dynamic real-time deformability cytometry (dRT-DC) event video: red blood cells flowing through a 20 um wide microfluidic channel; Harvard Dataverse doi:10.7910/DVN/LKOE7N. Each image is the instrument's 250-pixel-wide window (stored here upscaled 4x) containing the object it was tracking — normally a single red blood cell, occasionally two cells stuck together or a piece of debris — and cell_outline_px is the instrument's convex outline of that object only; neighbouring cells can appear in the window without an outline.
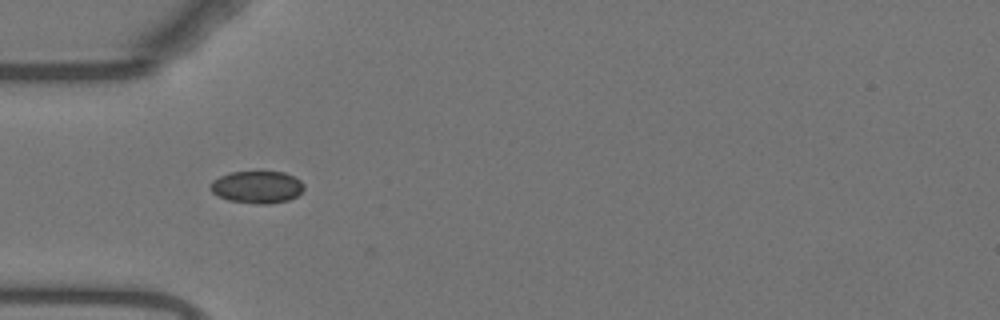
{"species": "Egyptian fruit bat (a non-hibernating species)", "species_latin": "Rousettus aegyptiacus", "temperature_condition": "warm", "stored_images_in_passage": 25, "camera_frame_rate_fps": 3000, "um_per_image_px": 0.085, "animal": {"sex": "female"}, "frame": {"image": 1, "passage_image": 4, "time_ms": 1.0, "image_size_px": [1000, 320], "cell_outline_px": [[304, 188], [296, 196], [288, 200], [268, 204], [260, 204], [228, 200], [212, 192], [212, 180], [220, 176], [232, 172], [284, 172], [300, 180], [304, 184]], "centroid_in_image_um": [21.87, 15.9], "position_along_channel_um": 63.1, "area_um2": 17.28}}
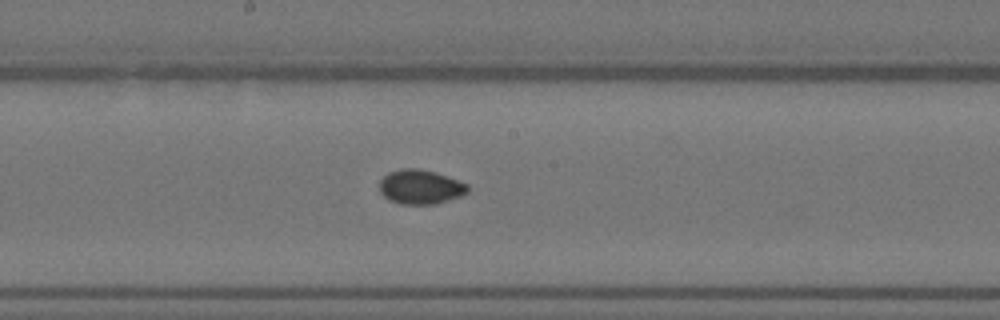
{"frame": {"image": 2, "passage_image": 16, "time_ms": 5.0, "image_size_px": [1000, 320], "cell_outline_px": [[468, 192], [460, 196], [436, 204], [400, 204], [388, 200], [380, 192], [380, 180], [388, 172], [400, 168], [416, 168], [436, 172], [468, 184]], "centroid_in_image_um": [35.72, 15.88], "position_along_channel_um": 212.5, "area_um2": 17.74}}
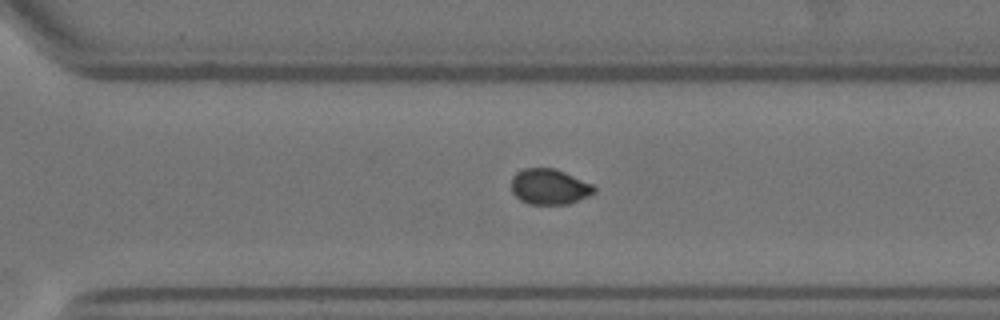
{"frame": {"image": 3, "passage_image": 25, "time_ms": 8.0, "image_size_px": [1000, 320], "cell_outline_px": [[596, 192], [588, 196], [568, 204], [528, 204], [520, 200], [512, 192], [512, 176], [516, 172], [524, 168], [556, 168], [592, 184], [596, 188]], "centroid_in_image_um": [46.69, 15.86], "position_along_channel_um": 323.9, "area_um2": 17.22}}